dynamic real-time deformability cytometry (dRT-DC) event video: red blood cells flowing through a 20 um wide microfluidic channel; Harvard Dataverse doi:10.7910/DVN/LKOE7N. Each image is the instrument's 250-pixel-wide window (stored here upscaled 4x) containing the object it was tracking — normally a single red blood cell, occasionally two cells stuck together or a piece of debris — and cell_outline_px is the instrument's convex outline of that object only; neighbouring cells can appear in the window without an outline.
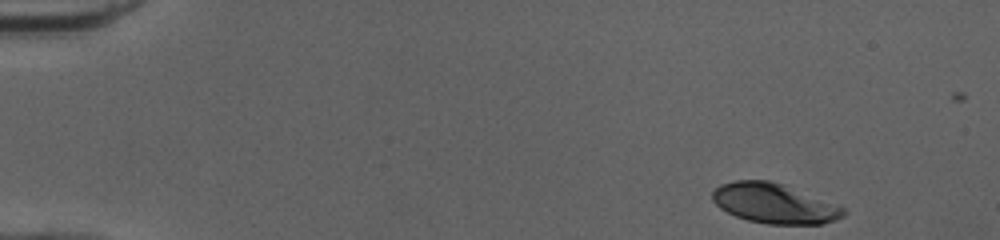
{"species": "human", "species_latin": "Homo sapiens", "temperature_condition": "cold", "stored_images_in_passage": 45, "camera_frame_rate_fps": 3000, "um_per_image_px": 0.085, "donor": {"sex": "female"}, "frame": {"image": 1, "passage_image": 1, "time_ms": 0.0, "image_size_px": [1000, 240], "cell_outline_px": [[848, 212], [844, 216], [836, 220], [820, 224], [768, 224], [748, 220], [736, 216], [720, 208], [712, 200], [712, 192], [720, 184], [736, 180], [768, 180], [780, 184], [844, 208]], "centroid_in_image_um": [65.77, 17.3], "position_along_channel_um": 19.2, "area_um2": 29.88}}
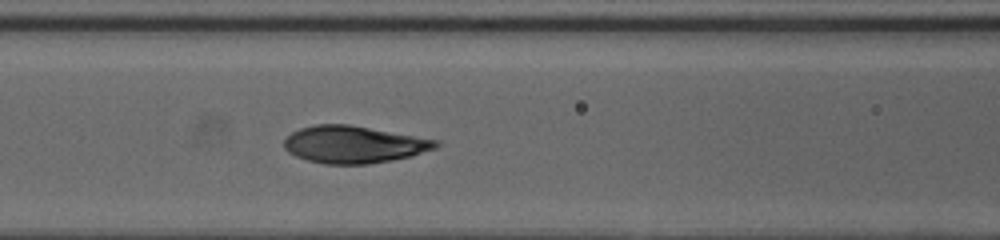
{"frame": {"image": 2, "passage_image": 19, "time_ms": 6.0, "image_size_px": [1000, 240], "cell_outline_px": [[440, 144], [436, 148], [412, 156], [392, 160], [368, 164], [324, 164], [308, 160], [296, 156], [288, 152], [284, 148], [284, 140], [292, 132], [300, 128], [316, 124], [348, 124], [440, 140]], "centroid_in_image_um": [30.09, 12.28], "position_along_channel_um": 136.5, "area_um2": 32.95}}
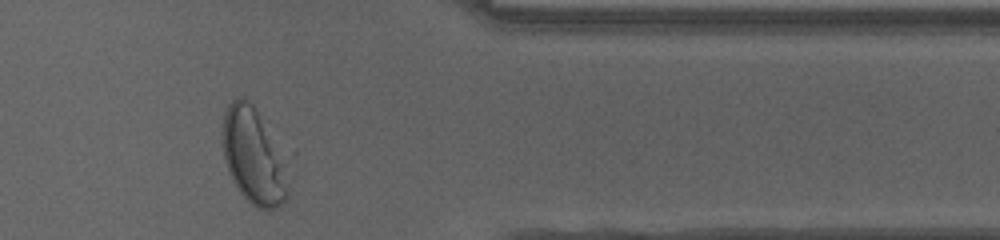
{"frame": {"image": 3, "passage_image": 39, "time_ms": 12.667, "image_size_px": [1000, 240], "cell_outline_px": [[296, 156], [288, 196], [276, 208], [268, 212], [256, 208], [240, 192], [232, 180], [228, 172], [224, 160], [220, 140], [220, 132], [224, 112], [228, 104], [236, 96], [240, 96], [248, 100], [252, 104], [296, 152]], "centroid_in_image_um": [21.76, 13.22], "position_along_channel_um": 389.6, "area_um2": 41.62}}